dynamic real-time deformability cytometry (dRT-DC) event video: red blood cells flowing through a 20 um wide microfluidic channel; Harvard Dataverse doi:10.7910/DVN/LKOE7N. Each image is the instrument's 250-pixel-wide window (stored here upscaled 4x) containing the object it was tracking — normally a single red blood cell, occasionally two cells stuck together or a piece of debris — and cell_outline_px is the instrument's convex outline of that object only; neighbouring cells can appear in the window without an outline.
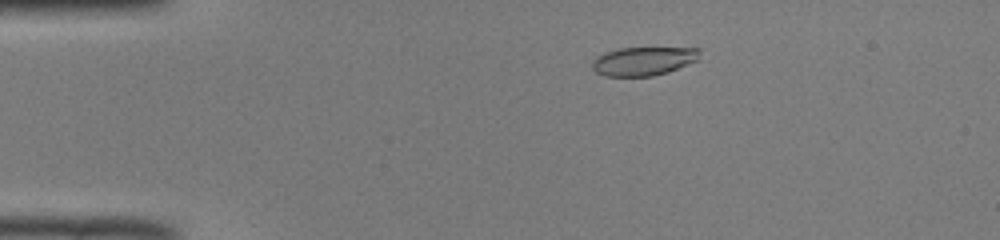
{"species": "common noctule bat (a hibernating species)", "species_latin": "Nyctalus noctula", "temperature_condition": "room temperature", "stored_images_in_passage": 50, "camera_frame_rate_fps": 3000, "um_per_image_px": 0.085, "animal": {"sex": "male", "body_mass_g": 19.0, "forearm_length_mm": 50.8}, "frame": {"image": 1, "passage_image": 9, "time_ms": 2.667, "image_size_px": [1000, 240], "cell_outline_px": [[700, 60], [668, 72], [652, 76], [604, 76], [596, 72], [592, 68], [592, 60], [596, 56], [604, 52], [620, 48], [700, 48]], "centroid_in_image_um": [54.7, 5.19], "position_along_channel_um": 30.3, "area_um2": 18.15}}
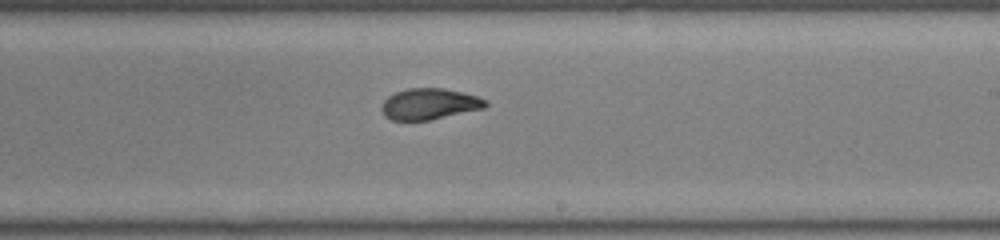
{"frame": {"image": 2, "passage_image": 30, "time_ms": 9.667, "image_size_px": [1000, 240], "cell_outline_px": [[488, 104], [484, 108], [428, 120], [392, 120], [384, 116], [380, 108], [384, 100], [388, 96], [396, 92], [408, 88], [444, 88], [476, 96], [488, 100]], "centroid_in_image_um": [36.47, 8.83], "position_along_channel_um": 252.5, "area_um2": 18.73}}
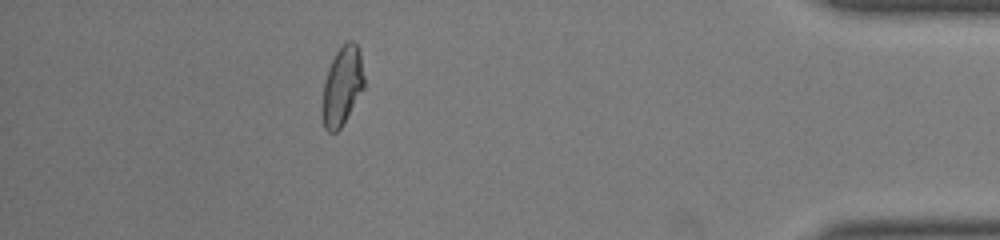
{"frame": {"image": 3, "passage_image": 45, "time_ms": 14.667, "image_size_px": [1000, 240], "cell_outline_px": [[364, 88], [340, 128], [336, 132], [328, 132], [324, 128], [320, 112], [324, 84], [328, 68], [336, 52], [348, 40], [352, 40], [360, 48], [364, 76]], "centroid_in_image_um": [29.07, 7.32], "position_along_channel_um": 406.1, "area_um2": 19.36}, "authors_computed_cell_mechanics": {"area_um2": 19.2763, "velocity_mm_per_s": 3.9932, "shape_relaxation_time_tau1_ms": null, "shape_relaxation_time_tau2_ms": 1.3991, "deformation_change_tau1": null, "deformation_change_tau2": 0.0682}}